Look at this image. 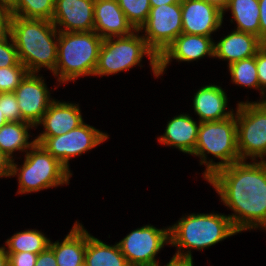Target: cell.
Segmentation results:
<instances>
[{"label": "cell", "mask_w": 266, "mask_h": 266, "mask_svg": "<svg viewBox=\"0 0 266 266\" xmlns=\"http://www.w3.org/2000/svg\"><path fill=\"white\" fill-rule=\"evenodd\" d=\"M238 233L266 230V161H239L215 171L207 180Z\"/></svg>", "instance_id": "obj_1"}, {"label": "cell", "mask_w": 266, "mask_h": 266, "mask_svg": "<svg viewBox=\"0 0 266 266\" xmlns=\"http://www.w3.org/2000/svg\"><path fill=\"white\" fill-rule=\"evenodd\" d=\"M10 35L29 73H39L42 68L55 71L59 31L51 21L12 16Z\"/></svg>", "instance_id": "obj_2"}, {"label": "cell", "mask_w": 266, "mask_h": 266, "mask_svg": "<svg viewBox=\"0 0 266 266\" xmlns=\"http://www.w3.org/2000/svg\"><path fill=\"white\" fill-rule=\"evenodd\" d=\"M169 227L170 245L177 249L172 259L187 261H193L192 250H204L238 233L228 215L214 212L191 213Z\"/></svg>", "instance_id": "obj_3"}, {"label": "cell", "mask_w": 266, "mask_h": 266, "mask_svg": "<svg viewBox=\"0 0 266 266\" xmlns=\"http://www.w3.org/2000/svg\"><path fill=\"white\" fill-rule=\"evenodd\" d=\"M103 39L95 31L60 32L54 77L58 85L94 76Z\"/></svg>", "instance_id": "obj_4"}, {"label": "cell", "mask_w": 266, "mask_h": 266, "mask_svg": "<svg viewBox=\"0 0 266 266\" xmlns=\"http://www.w3.org/2000/svg\"><path fill=\"white\" fill-rule=\"evenodd\" d=\"M212 154L219 162L208 160ZM194 156L200 158V165H205L203 174L207 180L218 169L241 161L237 144L236 114L228 119L201 122L198 128Z\"/></svg>", "instance_id": "obj_5"}, {"label": "cell", "mask_w": 266, "mask_h": 266, "mask_svg": "<svg viewBox=\"0 0 266 266\" xmlns=\"http://www.w3.org/2000/svg\"><path fill=\"white\" fill-rule=\"evenodd\" d=\"M25 154L22 166L11 160L10 176L18 177L17 194L69 185L73 175L59 160L50 155L41 144L35 143ZM19 167V168H18Z\"/></svg>", "instance_id": "obj_6"}, {"label": "cell", "mask_w": 266, "mask_h": 266, "mask_svg": "<svg viewBox=\"0 0 266 266\" xmlns=\"http://www.w3.org/2000/svg\"><path fill=\"white\" fill-rule=\"evenodd\" d=\"M144 56L149 58L153 75L158 78V57L147 46L139 30L127 36L105 38L100 48L94 76L103 77L128 71L139 66Z\"/></svg>", "instance_id": "obj_7"}, {"label": "cell", "mask_w": 266, "mask_h": 266, "mask_svg": "<svg viewBox=\"0 0 266 266\" xmlns=\"http://www.w3.org/2000/svg\"><path fill=\"white\" fill-rule=\"evenodd\" d=\"M235 114L241 161H266V101L238 102Z\"/></svg>", "instance_id": "obj_8"}, {"label": "cell", "mask_w": 266, "mask_h": 266, "mask_svg": "<svg viewBox=\"0 0 266 266\" xmlns=\"http://www.w3.org/2000/svg\"><path fill=\"white\" fill-rule=\"evenodd\" d=\"M109 135L83 122L77 128L54 137H35V141L70 172L69 160L81 156L105 142Z\"/></svg>", "instance_id": "obj_9"}, {"label": "cell", "mask_w": 266, "mask_h": 266, "mask_svg": "<svg viewBox=\"0 0 266 266\" xmlns=\"http://www.w3.org/2000/svg\"><path fill=\"white\" fill-rule=\"evenodd\" d=\"M117 243L129 266H158L155 257L170 244V227L158 229L148 224L132 230Z\"/></svg>", "instance_id": "obj_10"}, {"label": "cell", "mask_w": 266, "mask_h": 266, "mask_svg": "<svg viewBox=\"0 0 266 266\" xmlns=\"http://www.w3.org/2000/svg\"><path fill=\"white\" fill-rule=\"evenodd\" d=\"M181 3L151 7L147 21L139 31L147 46L159 57L182 33Z\"/></svg>", "instance_id": "obj_11"}, {"label": "cell", "mask_w": 266, "mask_h": 266, "mask_svg": "<svg viewBox=\"0 0 266 266\" xmlns=\"http://www.w3.org/2000/svg\"><path fill=\"white\" fill-rule=\"evenodd\" d=\"M14 93L22 119L37 128L49 105L55 100L50 98L45 79L38 73H28Z\"/></svg>", "instance_id": "obj_12"}, {"label": "cell", "mask_w": 266, "mask_h": 266, "mask_svg": "<svg viewBox=\"0 0 266 266\" xmlns=\"http://www.w3.org/2000/svg\"><path fill=\"white\" fill-rule=\"evenodd\" d=\"M212 37L181 33L158 57V75L162 76L172 60L193 62L204 57L214 58Z\"/></svg>", "instance_id": "obj_13"}, {"label": "cell", "mask_w": 266, "mask_h": 266, "mask_svg": "<svg viewBox=\"0 0 266 266\" xmlns=\"http://www.w3.org/2000/svg\"><path fill=\"white\" fill-rule=\"evenodd\" d=\"M182 33L212 37L222 27L223 12L204 0H183Z\"/></svg>", "instance_id": "obj_14"}, {"label": "cell", "mask_w": 266, "mask_h": 266, "mask_svg": "<svg viewBox=\"0 0 266 266\" xmlns=\"http://www.w3.org/2000/svg\"><path fill=\"white\" fill-rule=\"evenodd\" d=\"M95 0H55L51 22L60 32H87L94 29Z\"/></svg>", "instance_id": "obj_15"}, {"label": "cell", "mask_w": 266, "mask_h": 266, "mask_svg": "<svg viewBox=\"0 0 266 266\" xmlns=\"http://www.w3.org/2000/svg\"><path fill=\"white\" fill-rule=\"evenodd\" d=\"M93 31L105 39L127 36L136 29L127 20L117 0H95Z\"/></svg>", "instance_id": "obj_16"}, {"label": "cell", "mask_w": 266, "mask_h": 266, "mask_svg": "<svg viewBox=\"0 0 266 266\" xmlns=\"http://www.w3.org/2000/svg\"><path fill=\"white\" fill-rule=\"evenodd\" d=\"M80 110L79 104L55 99L37 124L44 127V131L37 137L60 136L77 128L84 122Z\"/></svg>", "instance_id": "obj_17"}, {"label": "cell", "mask_w": 266, "mask_h": 266, "mask_svg": "<svg viewBox=\"0 0 266 266\" xmlns=\"http://www.w3.org/2000/svg\"><path fill=\"white\" fill-rule=\"evenodd\" d=\"M192 103L200 123L228 119L235 114L233 109L226 110L228 97L225 90L218 85L209 84L198 89Z\"/></svg>", "instance_id": "obj_18"}, {"label": "cell", "mask_w": 266, "mask_h": 266, "mask_svg": "<svg viewBox=\"0 0 266 266\" xmlns=\"http://www.w3.org/2000/svg\"><path fill=\"white\" fill-rule=\"evenodd\" d=\"M264 43L254 34L232 30L230 34L214 42V58L228 62V66L236 61L256 55Z\"/></svg>", "instance_id": "obj_19"}, {"label": "cell", "mask_w": 266, "mask_h": 266, "mask_svg": "<svg viewBox=\"0 0 266 266\" xmlns=\"http://www.w3.org/2000/svg\"><path fill=\"white\" fill-rule=\"evenodd\" d=\"M199 125L200 122L197 123L190 114L174 116L167 122L163 135L157 138L158 142L192 155L196 147Z\"/></svg>", "instance_id": "obj_20"}, {"label": "cell", "mask_w": 266, "mask_h": 266, "mask_svg": "<svg viewBox=\"0 0 266 266\" xmlns=\"http://www.w3.org/2000/svg\"><path fill=\"white\" fill-rule=\"evenodd\" d=\"M87 229L77 220L63 241L51 242L58 266H78L85 260Z\"/></svg>", "instance_id": "obj_21"}, {"label": "cell", "mask_w": 266, "mask_h": 266, "mask_svg": "<svg viewBox=\"0 0 266 266\" xmlns=\"http://www.w3.org/2000/svg\"><path fill=\"white\" fill-rule=\"evenodd\" d=\"M35 128L26 121L8 122L0 128V150L13 160L15 152H27L35 143L29 130Z\"/></svg>", "instance_id": "obj_22"}, {"label": "cell", "mask_w": 266, "mask_h": 266, "mask_svg": "<svg viewBox=\"0 0 266 266\" xmlns=\"http://www.w3.org/2000/svg\"><path fill=\"white\" fill-rule=\"evenodd\" d=\"M84 262L87 266H129L118 243L106 244L88 231Z\"/></svg>", "instance_id": "obj_23"}, {"label": "cell", "mask_w": 266, "mask_h": 266, "mask_svg": "<svg viewBox=\"0 0 266 266\" xmlns=\"http://www.w3.org/2000/svg\"><path fill=\"white\" fill-rule=\"evenodd\" d=\"M231 11V23H236L234 30L251 33L260 39V14L258 0H230L223 12ZM234 21V22H233Z\"/></svg>", "instance_id": "obj_24"}, {"label": "cell", "mask_w": 266, "mask_h": 266, "mask_svg": "<svg viewBox=\"0 0 266 266\" xmlns=\"http://www.w3.org/2000/svg\"><path fill=\"white\" fill-rule=\"evenodd\" d=\"M50 241L43 232L37 229H28L13 234L3 246L6 253L31 252L39 254L49 246Z\"/></svg>", "instance_id": "obj_25"}, {"label": "cell", "mask_w": 266, "mask_h": 266, "mask_svg": "<svg viewBox=\"0 0 266 266\" xmlns=\"http://www.w3.org/2000/svg\"><path fill=\"white\" fill-rule=\"evenodd\" d=\"M55 0H15L10 9L12 16L51 21Z\"/></svg>", "instance_id": "obj_26"}, {"label": "cell", "mask_w": 266, "mask_h": 266, "mask_svg": "<svg viewBox=\"0 0 266 266\" xmlns=\"http://www.w3.org/2000/svg\"><path fill=\"white\" fill-rule=\"evenodd\" d=\"M231 82L247 88L260 90L256 55L247 59L236 61L228 66Z\"/></svg>", "instance_id": "obj_27"}, {"label": "cell", "mask_w": 266, "mask_h": 266, "mask_svg": "<svg viewBox=\"0 0 266 266\" xmlns=\"http://www.w3.org/2000/svg\"><path fill=\"white\" fill-rule=\"evenodd\" d=\"M132 26L139 30L147 21L151 9L149 0H117Z\"/></svg>", "instance_id": "obj_28"}, {"label": "cell", "mask_w": 266, "mask_h": 266, "mask_svg": "<svg viewBox=\"0 0 266 266\" xmlns=\"http://www.w3.org/2000/svg\"><path fill=\"white\" fill-rule=\"evenodd\" d=\"M28 73L25 66L0 68V93L14 92Z\"/></svg>", "instance_id": "obj_29"}, {"label": "cell", "mask_w": 266, "mask_h": 266, "mask_svg": "<svg viewBox=\"0 0 266 266\" xmlns=\"http://www.w3.org/2000/svg\"><path fill=\"white\" fill-rule=\"evenodd\" d=\"M0 109L8 122L24 121L14 92L0 93Z\"/></svg>", "instance_id": "obj_30"}, {"label": "cell", "mask_w": 266, "mask_h": 266, "mask_svg": "<svg viewBox=\"0 0 266 266\" xmlns=\"http://www.w3.org/2000/svg\"><path fill=\"white\" fill-rule=\"evenodd\" d=\"M11 66L24 65L20 62L14 41L9 35L7 38L0 40V68Z\"/></svg>", "instance_id": "obj_31"}, {"label": "cell", "mask_w": 266, "mask_h": 266, "mask_svg": "<svg viewBox=\"0 0 266 266\" xmlns=\"http://www.w3.org/2000/svg\"><path fill=\"white\" fill-rule=\"evenodd\" d=\"M256 64L258 80L260 85V100L266 101V44H264L256 53Z\"/></svg>", "instance_id": "obj_32"}, {"label": "cell", "mask_w": 266, "mask_h": 266, "mask_svg": "<svg viewBox=\"0 0 266 266\" xmlns=\"http://www.w3.org/2000/svg\"><path fill=\"white\" fill-rule=\"evenodd\" d=\"M8 266H35L38 254L31 252L7 253Z\"/></svg>", "instance_id": "obj_33"}, {"label": "cell", "mask_w": 266, "mask_h": 266, "mask_svg": "<svg viewBox=\"0 0 266 266\" xmlns=\"http://www.w3.org/2000/svg\"><path fill=\"white\" fill-rule=\"evenodd\" d=\"M12 14L10 10L0 6V40L10 35V23Z\"/></svg>", "instance_id": "obj_34"}, {"label": "cell", "mask_w": 266, "mask_h": 266, "mask_svg": "<svg viewBox=\"0 0 266 266\" xmlns=\"http://www.w3.org/2000/svg\"><path fill=\"white\" fill-rule=\"evenodd\" d=\"M35 266H58L53 249L50 246L38 254Z\"/></svg>", "instance_id": "obj_35"}, {"label": "cell", "mask_w": 266, "mask_h": 266, "mask_svg": "<svg viewBox=\"0 0 266 266\" xmlns=\"http://www.w3.org/2000/svg\"><path fill=\"white\" fill-rule=\"evenodd\" d=\"M259 1L260 40L266 44V0Z\"/></svg>", "instance_id": "obj_36"}, {"label": "cell", "mask_w": 266, "mask_h": 266, "mask_svg": "<svg viewBox=\"0 0 266 266\" xmlns=\"http://www.w3.org/2000/svg\"><path fill=\"white\" fill-rule=\"evenodd\" d=\"M11 159L0 150V178L11 177Z\"/></svg>", "instance_id": "obj_37"}, {"label": "cell", "mask_w": 266, "mask_h": 266, "mask_svg": "<svg viewBox=\"0 0 266 266\" xmlns=\"http://www.w3.org/2000/svg\"><path fill=\"white\" fill-rule=\"evenodd\" d=\"M224 12L230 0H204Z\"/></svg>", "instance_id": "obj_38"}, {"label": "cell", "mask_w": 266, "mask_h": 266, "mask_svg": "<svg viewBox=\"0 0 266 266\" xmlns=\"http://www.w3.org/2000/svg\"><path fill=\"white\" fill-rule=\"evenodd\" d=\"M151 7L161 6L162 4L181 3L183 0H149Z\"/></svg>", "instance_id": "obj_39"}, {"label": "cell", "mask_w": 266, "mask_h": 266, "mask_svg": "<svg viewBox=\"0 0 266 266\" xmlns=\"http://www.w3.org/2000/svg\"><path fill=\"white\" fill-rule=\"evenodd\" d=\"M0 266H8V254L4 246L0 247Z\"/></svg>", "instance_id": "obj_40"}, {"label": "cell", "mask_w": 266, "mask_h": 266, "mask_svg": "<svg viewBox=\"0 0 266 266\" xmlns=\"http://www.w3.org/2000/svg\"><path fill=\"white\" fill-rule=\"evenodd\" d=\"M15 0H0V6L10 10L13 7Z\"/></svg>", "instance_id": "obj_41"}, {"label": "cell", "mask_w": 266, "mask_h": 266, "mask_svg": "<svg viewBox=\"0 0 266 266\" xmlns=\"http://www.w3.org/2000/svg\"><path fill=\"white\" fill-rule=\"evenodd\" d=\"M6 123H8V121L6 120L4 114L2 113V110L0 109V128Z\"/></svg>", "instance_id": "obj_42"}, {"label": "cell", "mask_w": 266, "mask_h": 266, "mask_svg": "<svg viewBox=\"0 0 266 266\" xmlns=\"http://www.w3.org/2000/svg\"><path fill=\"white\" fill-rule=\"evenodd\" d=\"M78 266H87L85 262L79 264Z\"/></svg>", "instance_id": "obj_43"}]
</instances>
